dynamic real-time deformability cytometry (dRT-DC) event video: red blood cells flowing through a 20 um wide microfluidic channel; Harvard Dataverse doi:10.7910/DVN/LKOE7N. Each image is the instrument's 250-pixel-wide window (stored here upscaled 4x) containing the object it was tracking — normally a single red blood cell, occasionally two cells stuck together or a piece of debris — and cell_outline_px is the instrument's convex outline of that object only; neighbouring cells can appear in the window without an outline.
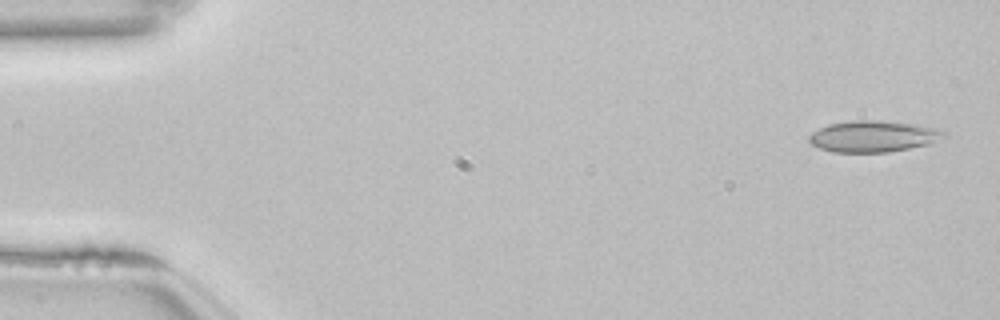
{"species": "common noctule bat (a hibernating species)", "species_latin": "Nyctalus noctula", "temperature_condition": "room temperature", "stored_images_in_passage": 53, "camera_frame_rate_fps": 3000, "um_per_image_px": 0.085, "animal": {"sex": "female", "body_mass_g": 22.7, "forearm_length_mm": 54.2}, "frame": {"image": 1, "passage_image": 2, "time_ms": 0.333, "image_size_px": [1000, 320], "cell_outline_px": [[948, 136], [928, 144], [888, 152], [832, 152], [820, 148], [812, 144], [808, 140], [808, 136], [812, 132], [828, 124], [852, 120], [884, 120], [916, 124], [936, 128], [944, 132]], "centroid_in_image_um": [74.22, 11.58], "position_along_channel_um": 10.8, "area_um2": 24.68}}
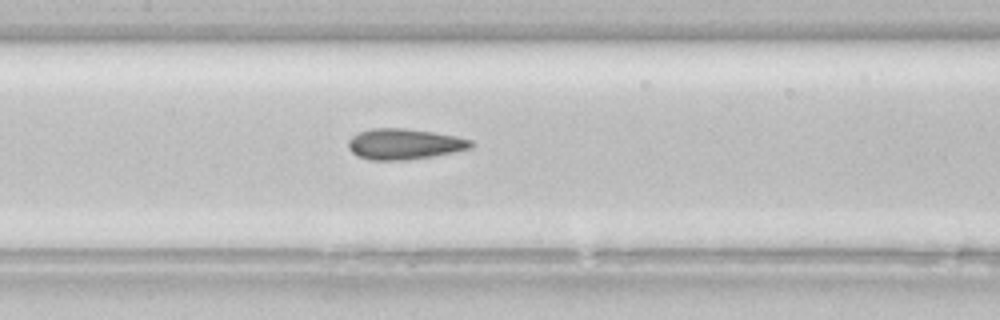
{"frame": {"image": 2, "passage_image": 25, "time_ms": 8.0, "image_size_px": [1000, 320], "cell_outline_px": [[476, 144], [472, 148], [432, 156], [408, 160], [368, 160], [356, 156], [348, 148], [348, 140], [352, 136], [360, 132], [372, 128], [404, 128], [432, 132], [456, 136], [472, 140]], "centroid_in_image_um": [34.36, 12.25], "position_along_channel_um": 173.0, "area_um2": 22.08}}
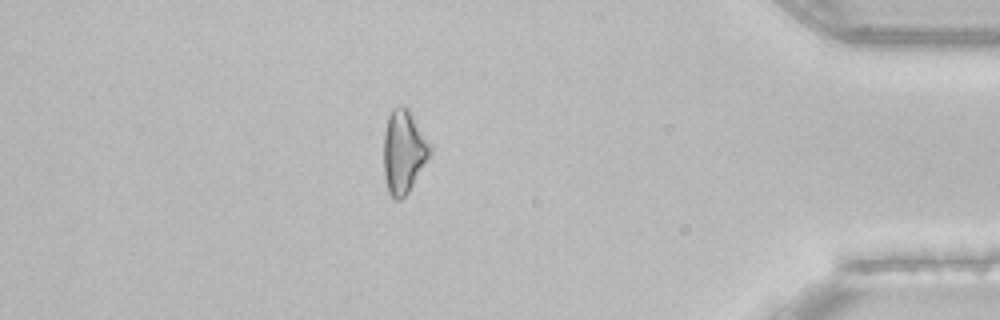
{"frame": {"image": 3, "passage_image": 46, "time_ms": 15.0, "image_size_px": [1000, 320], "cell_outline_px": [[432, 152], [408, 192], [400, 200], [396, 200], [388, 192], [384, 176], [384, 132], [388, 116], [392, 108], [408, 108], [432, 148]], "centroid_in_image_um": [34.29, 12.91], "position_along_channel_um": 400.9, "area_um2": 22.08}, "authors_computed_cell_mechanics": {"area_um2": 22.1952, "velocity_mm_per_s": 3.8489, "shape_relaxation_time_tau1_ms": 5.5694, "shape_relaxation_time_tau2_ms": 2.305, "deformation_change_tau1": 0.1101, "deformation_change_tau2": 0.097}}